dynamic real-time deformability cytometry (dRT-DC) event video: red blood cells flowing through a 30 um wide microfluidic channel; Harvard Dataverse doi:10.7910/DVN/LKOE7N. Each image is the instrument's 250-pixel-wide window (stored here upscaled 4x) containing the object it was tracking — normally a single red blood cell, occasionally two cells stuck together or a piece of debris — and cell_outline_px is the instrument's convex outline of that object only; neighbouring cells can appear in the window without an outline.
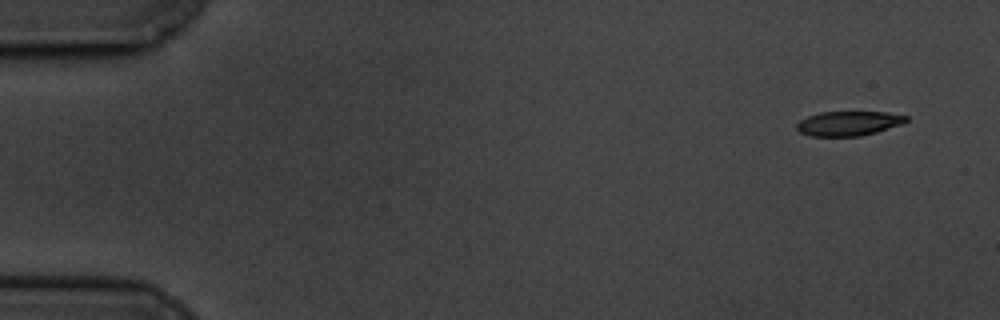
{"species": "common noctule bat (a hibernating species)", "species_latin": "Nyctalus noctula", "temperature_condition": "cold", "stored_images_in_passage": 5, "camera_frame_rate_fps": 3000, "um_per_image_px": 0.085, "animal": {"sex": "male", "body_mass_g": 19.5, "forearm_length_mm": 54.6}, "frame": {"image": 1, "passage_image": 1, "time_ms": 0.0, "image_size_px": [1000, 320], "cell_outline_px": [[908, 120], [904, 124], [876, 132], [860, 136], [812, 136], [800, 132], [796, 128], [796, 124], [800, 120], [808, 116], [820, 112], [888, 112], [908, 116]], "centroid_in_image_um": [72.16, 10.48], "position_along_channel_um": 12.8, "area_um2": 15.72}}
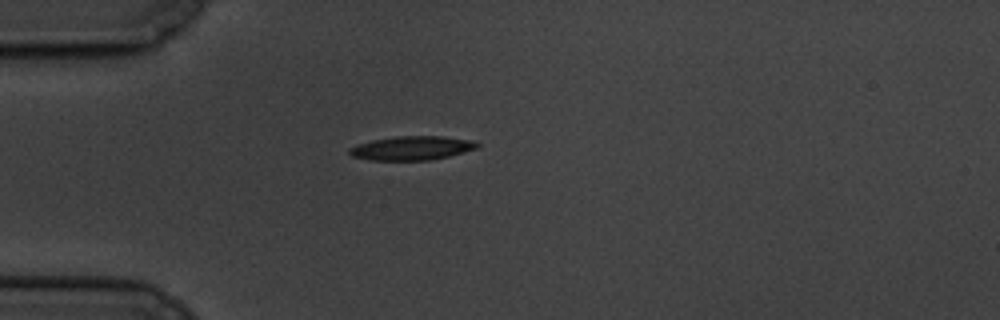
{"frame": {"image": 2, "passage_image": 5, "time_ms": 4.333, "image_size_px": [1000, 320], "cell_outline_px": [[480, 144], [476, 148], [464, 152], [448, 156], [428, 160], [368, 160], [352, 156], [348, 152], [348, 148], [372, 140], [396, 136], [444, 136], [476, 140]], "centroid_in_image_um": [35.03, 12.58], "position_along_channel_um": 50.0, "area_um2": 17.86}}